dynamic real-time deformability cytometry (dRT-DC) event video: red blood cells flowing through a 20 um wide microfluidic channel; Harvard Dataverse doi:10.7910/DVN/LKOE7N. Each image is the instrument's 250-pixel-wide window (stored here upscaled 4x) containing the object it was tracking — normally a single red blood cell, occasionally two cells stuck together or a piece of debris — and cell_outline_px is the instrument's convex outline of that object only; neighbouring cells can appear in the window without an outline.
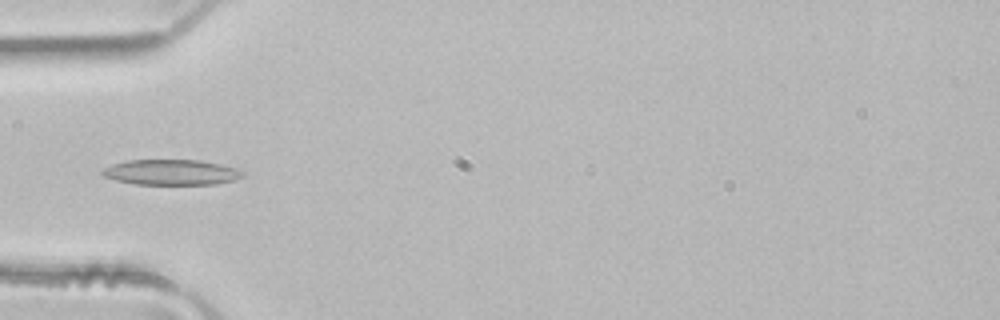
{"species": "common noctule bat (a hibernating species)", "species_latin": "Nyctalus noctula", "temperature_condition": "room temperature", "stored_images_in_passage": 4, "camera_frame_rate_fps": 3000, "um_per_image_px": 0.085, "animal": {"sex": "male", "body_mass_g": 21.5, "forearm_length_mm": 52.0}, "frame": {"image": 1, "passage_image": 4, "time_ms": 1.0, "image_size_px": [1000, 320], "cell_outline_px": [[244, 176], [236, 180], [216, 184], [136, 184], [116, 180], [104, 176], [100, 172], [104, 168], [112, 164], [128, 160], [200, 160], [220, 164], [236, 168], [244, 172]], "centroid_in_image_um": [14.58, 14.64], "position_along_channel_um": 70.4, "area_um2": 20.81}}